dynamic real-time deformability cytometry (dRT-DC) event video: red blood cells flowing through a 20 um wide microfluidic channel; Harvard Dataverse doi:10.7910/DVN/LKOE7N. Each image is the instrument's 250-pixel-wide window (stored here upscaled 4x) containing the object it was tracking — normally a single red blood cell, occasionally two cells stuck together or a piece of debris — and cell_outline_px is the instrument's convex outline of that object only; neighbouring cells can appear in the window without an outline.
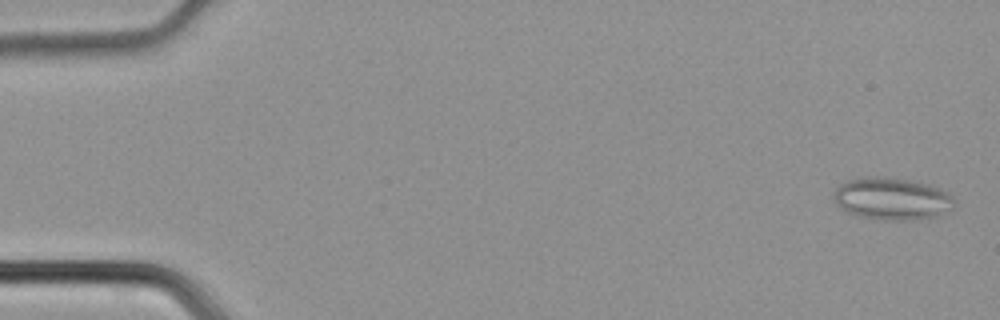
{"species": "common noctule bat (a hibernating species)", "species_latin": "Nyctalus noctula", "temperature_condition": "cold", "stored_images_in_passage": 47, "camera_frame_rate_fps": 3000, "um_per_image_px": 0.085, "animal": {"sex": "male", "body_mass_g": 21.5, "forearm_length_mm": 52.0}, "frame": {"image": 1, "passage_image": 2, "time_ms": 0.333, "image_size_px": [1000, 320], "cell_outline_px": [[952, 200], [936, 216], [900, 220], [888, 220], [860, 216], [848, 212], [840, 208], [832, 196], [836, 188], [840, 184], [848, 180], [868, 176], [880, 176], [908, 180], [928, 184], [940, 188], [948, 192], [952, 196]], "centroid_in_image_um": [75.7, 16.86], "position_along_channel_um": 9.3, "area_um2": 28.84}}
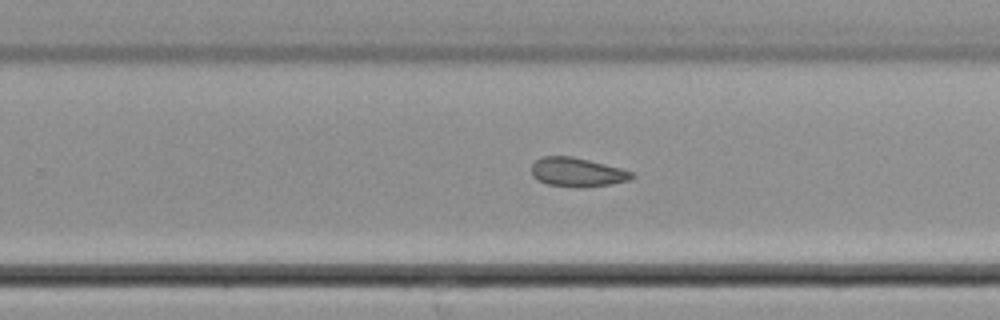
{"frame": {"image": 2, "passage_image": 30, "time_ms": 9.667, "image_size_px": [1000, 320], "cell_outline_px": [[636, 176], [628, 180], [608, 184], [548, 184], [532, 176], [532, 164], [536, 160], [544, 156], [572, 156], [620, 168], [632, 172]], "centroid_in_image_um": [49.04, 14.57], "position_along_channel_um": 280.8, "area_um2": 15.84}}
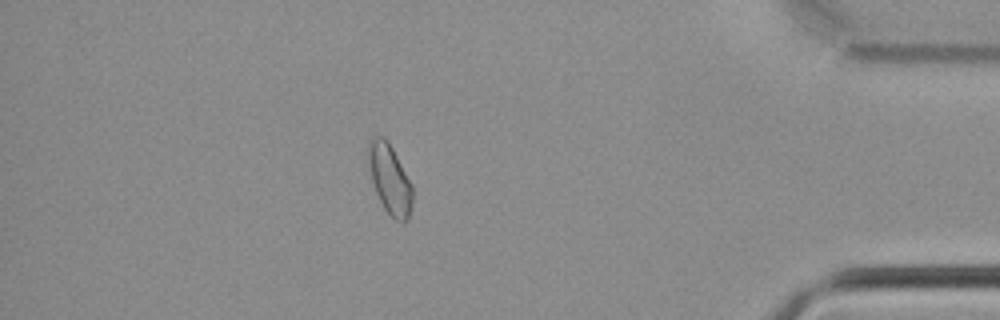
{"frame": {"image": 3, "passage_image": 41, "time_ms": 13.333, "image_size_px": [1000, 320], "cell_outline_px": [[412, 204], [408, 220], [404, 224], [396, 220], [384, 208], [376, 192], [372, 180], [368, 160], [368, 140], [372, 136], [384, 136], [388, 140], [412, 184]], "centroid_in_image_um": [33.13, 15.21], "position_along_channel_um": 402.1, "area_um2": 17.92}}